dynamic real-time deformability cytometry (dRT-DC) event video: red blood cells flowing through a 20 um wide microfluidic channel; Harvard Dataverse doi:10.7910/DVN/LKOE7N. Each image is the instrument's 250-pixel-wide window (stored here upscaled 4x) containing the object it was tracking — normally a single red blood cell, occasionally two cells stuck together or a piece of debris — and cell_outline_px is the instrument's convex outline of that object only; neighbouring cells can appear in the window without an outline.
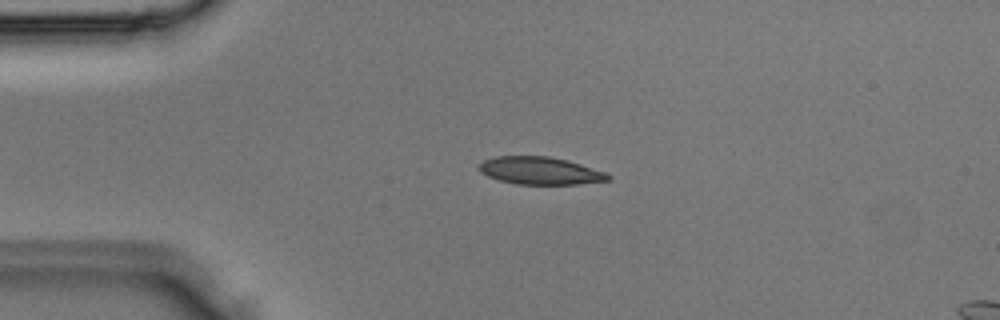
{"species": "Egyptian fruit bat (a non-hibernating species)", "species_latin": "Rousettus aegyptiacus", "temperature_condition": "room temperature", "stored_images_in_passage": 4, "camera_frame_rate_fps": 3000, "um_per_image_px": 0.085, "animal": {"sex": "male"}, "frame": {"image": 1, "passage_image": 3, "time_ms": 0.667, "image_size_px": [1000, 320], "cell_outline_px": [[612, 180], [576, 184], [516, 184], [500, 180], [488, 176], [480, 172], [480, 164], [484, 160], [496, 156], [548, 156], [568, 160], [608, 172], [612, 176]], "centroid_in_image_um": [45.98, 14.51], "position_along_channel_um": 39.0, "area_um2": 20.81}}